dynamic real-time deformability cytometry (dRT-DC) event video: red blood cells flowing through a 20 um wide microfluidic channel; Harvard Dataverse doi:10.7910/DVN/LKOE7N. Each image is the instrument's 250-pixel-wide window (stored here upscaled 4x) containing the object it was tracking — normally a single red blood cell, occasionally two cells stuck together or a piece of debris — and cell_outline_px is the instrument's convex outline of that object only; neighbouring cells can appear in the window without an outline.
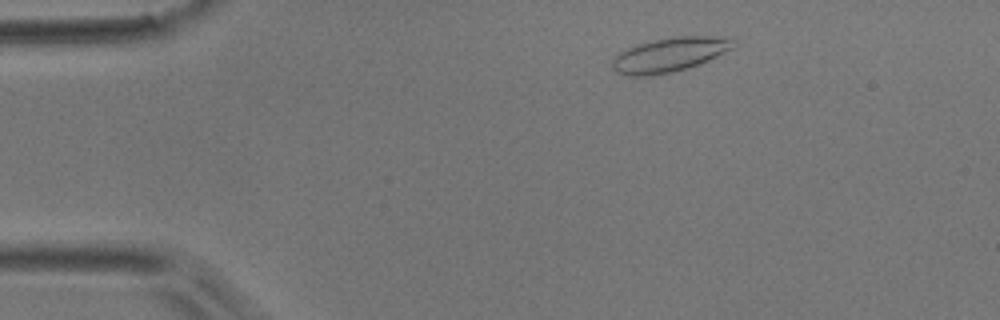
{"species": "common noctule bat (a hibernating species)", "species_latin": "Nyctalus noctula", "temperature_condition": "room temperature", "stored_images_in_passage": 46, "camera_frame_rate_fps": 3000, "um_per_image_px": 0.085, "animal": {"sex": "male", "body_mass_g": 17.9}, "frame": {"image": 1, "passage_image": 4, "time_ms": 1.0, "image_size_px": [1000, 320], "cell_outline_px": [[736, 44], [732, 48], [708, 60], [672, 72], [644, 76], [628, 76], [616, 72], [612, 68], [612, 60], [620, 52], [628, 48], [640, 44], [656, 40], [676, 36], [728, 36], [736, 40]], "centroid_in_image_um": [56.93, 4.64], "position_along_channel_um": 28.1, "area_um2": 23.87}}
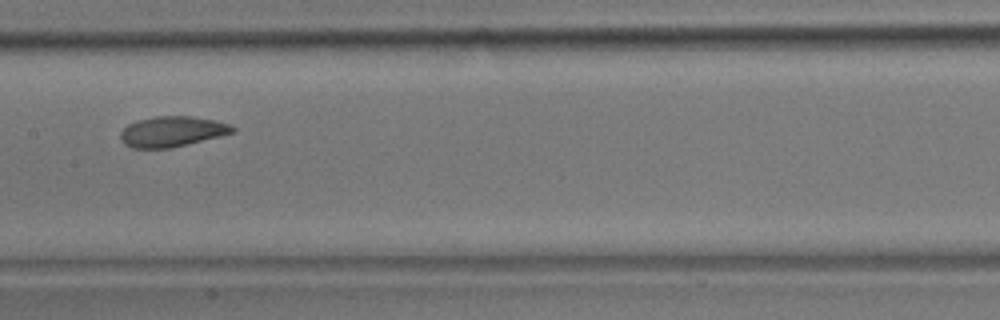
{"frame": {"image": 2, "passage_image": 21, "time_ms": 6.667, "image_size_px": [1000, 320], "cell_outline_px": [[236, 132], [172, 148], [132, 148], [124, 144], [120, 140], [120, 132], [128, 124], [136, 120], [156, 116], [192, 116], [216, 120], [228, 124], [236, 128]], "centroid_in_image_um": [14.62, 11.18], "position_along_channel_um": 192.8, "area_um2": 20.06}}
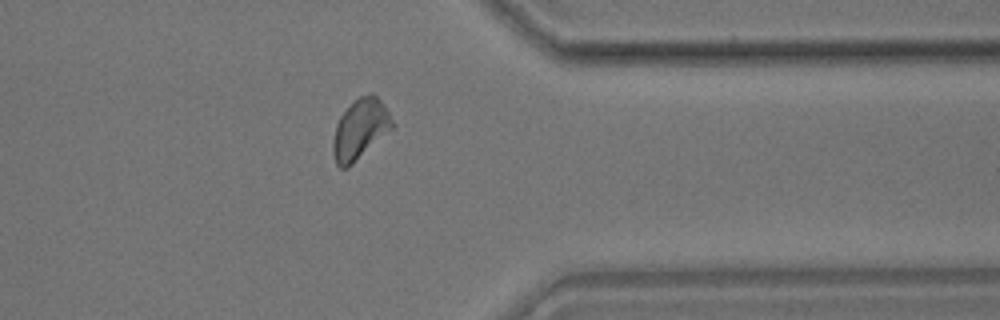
{"frame": {"image": 3, "passage_image": 36, "time_ms": 11.667, "image_size_px": [1000, 320], "cell_outline_px": [[396, 124], [392, 128], [348, 168], [340, 168], [336, 164], [332, 152], [332, 140], [336, 124], [340, 116], [360, 96], [372, 92], [384, 104]], "centroid_in_image_um": [30.6, 10.99], "position_along_channel_um": 380.8, "area_um2": 20.63}, "authors_computed_cell_mechanics": {"area_um2": 20.1433, "velocity_mm_per_s": 3.9406, "shape_relaxation_time_tau1_ms": 3.4273, "shape_relaxation_time_tau2_ms": 1.9836, "deformation_change_tau1": 0.1128, "deformation_change_tau2": 0.0678}}